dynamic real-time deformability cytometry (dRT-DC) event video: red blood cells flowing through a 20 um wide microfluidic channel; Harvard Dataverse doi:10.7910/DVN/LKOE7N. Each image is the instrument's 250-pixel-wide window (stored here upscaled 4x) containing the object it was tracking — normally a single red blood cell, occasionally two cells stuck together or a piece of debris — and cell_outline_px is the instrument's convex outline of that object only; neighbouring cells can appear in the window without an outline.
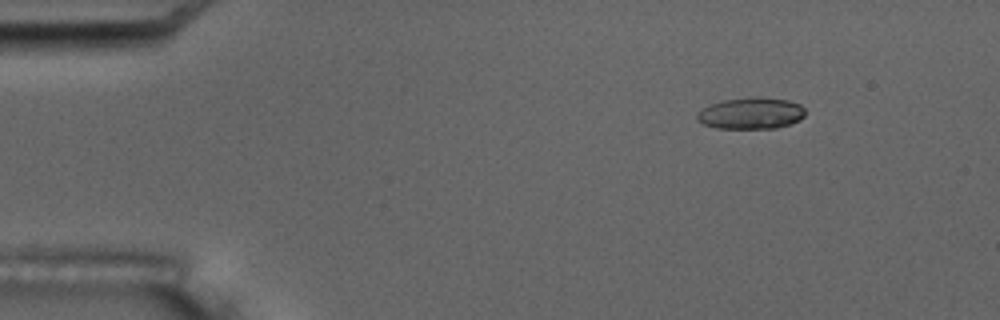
{"species": "common noctule bat (a hibernating species)", "species_latin": "Nyctalus noctula", "temperature_condition": "room temperature", "stored_images_in_passage": 8, "camera_frame_rate_fps": 3000, "um_per_image_px": 0.085, "animal": {"sex": "male", "body_mass_g": 17.5, "forearm_length_mm": 52.3}, "frame": {"image": 1, "passage_image": 3, "time_ms": 2.333, "image_size_px": [1000, 320], "cell_outline_px": [[804, 116], [800, 120], [776, 128], [716, 128], [704, 124], [696, 120], [696, 112], [700, 108], [724, 100], [756, 96], [760, 96], [788, 100], [800, 104], [804, 108]], "centroid_in_image_um": [63.81, 9.62], "position_along_channel_um": 21.2, "area_um2": 20.0}}